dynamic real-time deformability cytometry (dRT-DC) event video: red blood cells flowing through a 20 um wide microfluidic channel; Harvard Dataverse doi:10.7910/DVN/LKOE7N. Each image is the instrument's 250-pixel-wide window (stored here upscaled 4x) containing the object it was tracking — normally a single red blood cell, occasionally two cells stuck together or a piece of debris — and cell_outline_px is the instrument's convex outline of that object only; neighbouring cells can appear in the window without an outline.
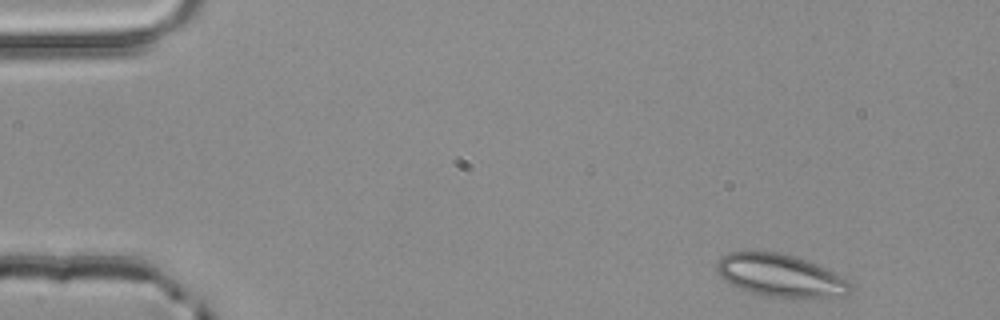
{"species": "common noctule bat (a hibernating species)", "species_latin": "Nyctalus noctula", "temperature_condition": "room temperature", "stored_images_in_passage": 3, "camera_frame_rate_fps": 3000, "um_per_image_px": 0.085, "animal": {"sex": "male", "body_mass_g": 20.4}, "frame": {"image": 1, "passage_image": 1, "time_ms": 0.0, "image_size_px": [1000, 320], "cell_outline_px": [[852, 288], [848, 296], [804, 300], [768, 296], [752, 292], [740, 288], [724, 280], [716, 272], [716, 264], [728, 252], [780, 252], [796, 256], [808, 260], [848, 280]], "centroid_in_image_um": [66.4, 23.46], "position_along_channel_um": 18.6, "area_um2": 33.58}}